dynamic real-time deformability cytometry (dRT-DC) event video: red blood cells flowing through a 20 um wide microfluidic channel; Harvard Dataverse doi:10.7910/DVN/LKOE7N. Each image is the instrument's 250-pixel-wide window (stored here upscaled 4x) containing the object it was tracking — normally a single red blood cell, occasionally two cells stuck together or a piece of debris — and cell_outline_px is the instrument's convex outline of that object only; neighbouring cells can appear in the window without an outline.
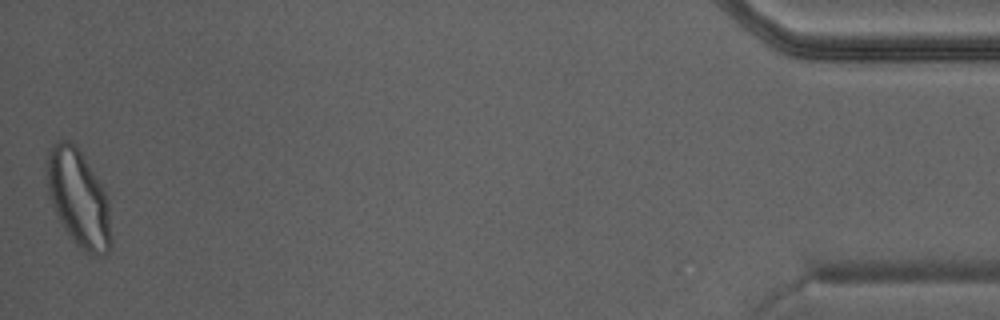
{"species": "Egyptian fruit bat (a non-hibernating species)", "species_latin": "Rousettus aegyptiacus", "temperature_condition": "warm", "stored_images_in_passage": 30, "camera_frame_rate_fps": 3000, "um_per_image_px": 0.085, "animal": {"sex": "male"}, "frame": {"image": 1, "passage_image": 30, "time_ms": 9.667, "image_size_px": [1000, 320], "cell_outline_px": [[112, 240], [104, 256], [96, 256], [84, 252], [76, 244], [64, 228], [56, 212], [48, 192], [48, 148], [60, 140], [68, 140], [80, 152], [100, 184], [108, 200]], "centroid_in_image_um": [6.69, 16.91], "position_along_channel_um": 428.5, "area_um2": 35.37}}